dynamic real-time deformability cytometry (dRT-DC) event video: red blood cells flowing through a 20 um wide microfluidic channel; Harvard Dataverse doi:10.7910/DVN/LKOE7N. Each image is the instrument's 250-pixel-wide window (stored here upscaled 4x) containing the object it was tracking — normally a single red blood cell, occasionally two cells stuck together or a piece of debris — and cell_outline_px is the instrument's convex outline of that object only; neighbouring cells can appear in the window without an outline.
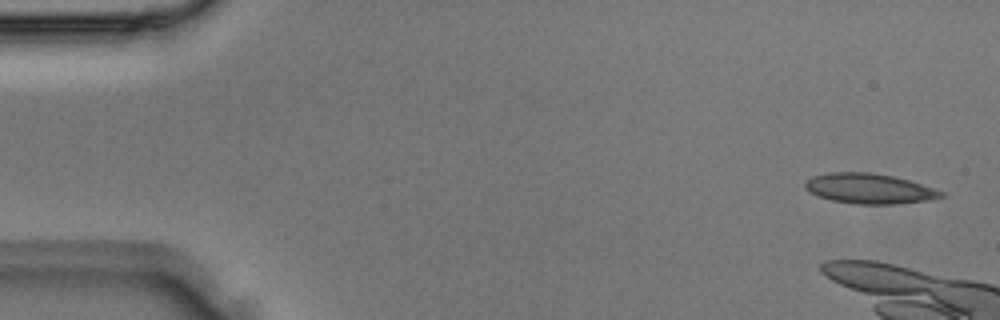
{"species": "Egyptian fruit bat (a non-hibernating species)", "species_latin": "Rousettus aegyptiacus", "temperature_condition": "room temperature", "stored_images_in_passage": 3, "camera_frame_rate_fps": 3000, "um_per_image_px": 0.085, "animal": {"sex": "male"}, "frame": {"image": 1, "passage_image": 1, "time_ms": 0.0, "image_size_px": [1000, 320], "cell_outline_px": [[944, 196], [928, 200], [896, 204], [860, 204], [832, 200], [820, 196], [804, 188], [804, 184], [812, 176], [828, 172], [872, 172], [892, 176], [908, 180], [944, 192]], "centroid_in_image_um": [73.88, 16.02], "position_along_channel_um": 11.1, "area_um2": 23.58}}